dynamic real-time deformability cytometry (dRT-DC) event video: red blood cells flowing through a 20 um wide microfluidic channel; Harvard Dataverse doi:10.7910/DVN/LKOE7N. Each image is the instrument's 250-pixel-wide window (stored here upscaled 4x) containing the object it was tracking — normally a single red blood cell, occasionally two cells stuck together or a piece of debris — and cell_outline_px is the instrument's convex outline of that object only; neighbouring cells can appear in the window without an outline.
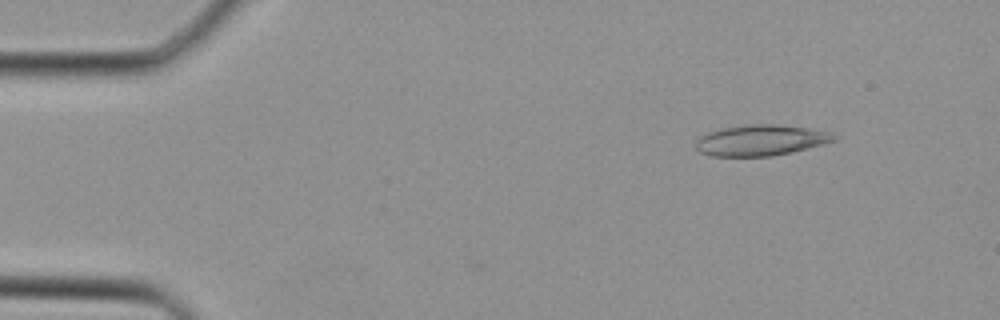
{"species": "Egyptian fruit bat (a non-hibernating species)", "species_latin": "Rousettus aegyptiacus", "temperature_condition": "cold", "stored_images_in_passage": 39, "camera_frame_rate_fps": 3000, "um_per_image_px": 0.085, "animal": {"sex": "female"}, "frame": {"image": 1, "passage_image": 5, "time_ms": 1.333, "image_size_px": [1000, 320], "cell_outline_px": [[836, 140], [792, 152], [772, 156], [712, 156], [700, 152], [696, 148], [696, 140], [700, 136], [708, 132], [720, 128], [748, 124], [776, 124], [808, 128], [828, 132], [836, 136]], "centroid_in_image_um": [64.62, 11.92], "position_along_channel_um": 20.4, "area_um2": 24.74}}
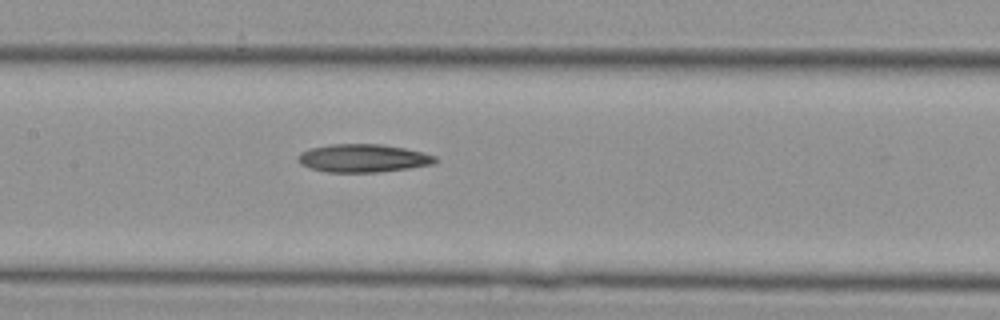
{"frame": {"image": 2, "passage_image": 19, "time_ms": 6.0, "image_size_px": [1000, 320], "cell_outline_px": [[440, 160], [436, 164], [380, 172], [328, 172], [312, 168], [300, 164], [296, 156], [300, 152], [308, 148], [328, 144], [384, 144], [404, 148], [436, 156]], "centroid_in_image_um": [30.86, 13.44], "position_along_channel_um": 176.5, "area_um2": 22.66}}
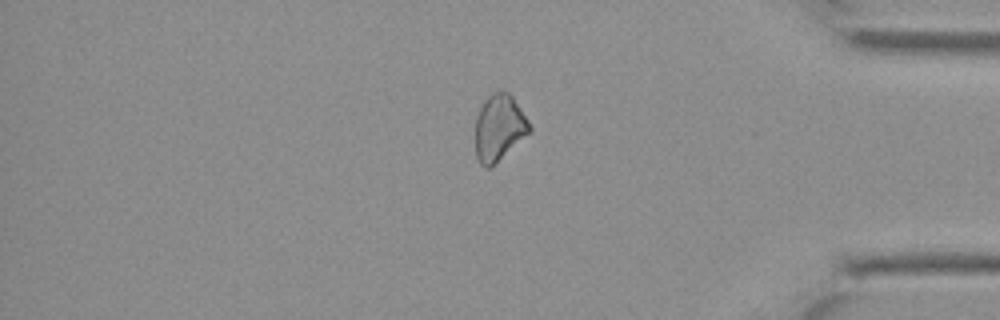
{"frame": {"image": 3, "passage_image": 33, "time_ms": 10.667, "image_size_px": [1000, 320], "cell_outline_px": [[532, 132], [488, 168], [484, 168], [480, 164], [476, 156], [476, 116], [484, 100], [492, 92], [500, 88], [504, 88], [512, 96], [528, 120], [532, 128]], "centroid_in_image_um": [42.43, 10.81], "position_along_channel_um": 392.8, "area_um2": 21.04}}